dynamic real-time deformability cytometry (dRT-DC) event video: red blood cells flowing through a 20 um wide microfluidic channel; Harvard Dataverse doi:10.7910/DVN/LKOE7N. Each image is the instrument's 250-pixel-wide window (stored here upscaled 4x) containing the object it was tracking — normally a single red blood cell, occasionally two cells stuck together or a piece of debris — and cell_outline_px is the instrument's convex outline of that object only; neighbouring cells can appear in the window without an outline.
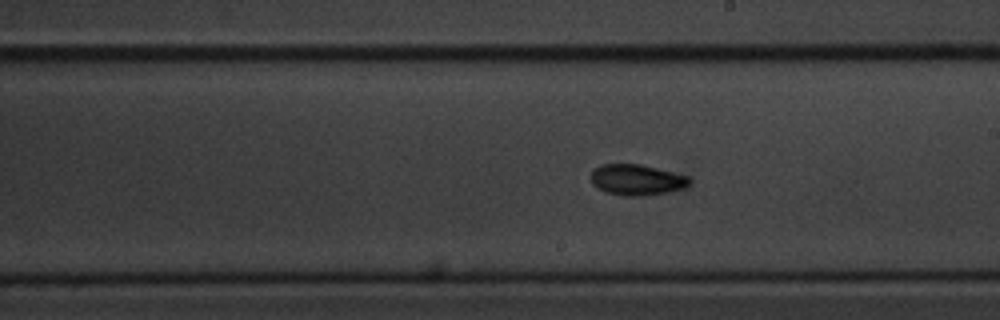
{"species": "common noctule bat (a hibernating species)", "species_latin": "Nyctalus noctula", "temperature_condition": "cold", "stored_images_in_passage": 38, "camera_frame_rate_fps": 3000, "um_per_image_px": 0.085, "animal": {"sex": "male", "body_mass_g": 20.1, "forearm_length_mm": 53.5}, "frame": {"image": 1, "passage_image": 13, "time_ms": 4.0, "image_size_px": [1000, 320], "cell_outline_px": [[692, 180], [684, 188], [668, 192], [640, 196], [624, 196], [604, 192], [596, 188], [592, 184], [592, 168], [600, 164], [640, 164], [688, 176]], "centroid_in_image_um": [54.08, 15.28], "position_along_channel_um": 234.9, "area_um2": 17.8}}
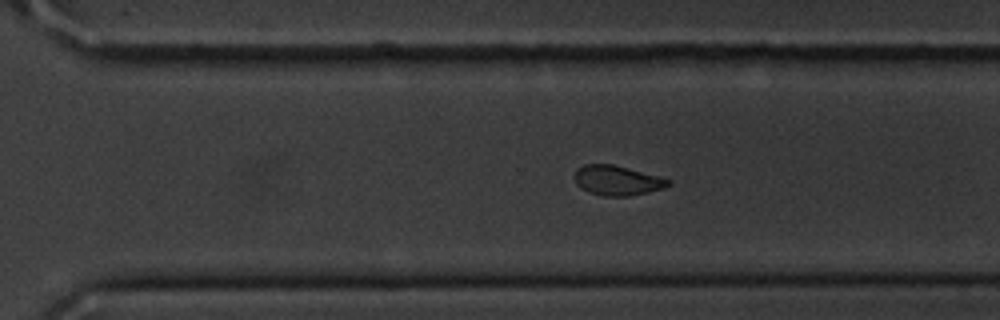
{"frame": {"image": 2, "passage_image": 20, "time_ms": 6.333, "image_size_px": [1000, 320], "cell_outline_px": [[672, 184], [664, 188], [648, 192], [628, 196], [604, 196], [588, 192], [580, 188], [576, 184], [572, 176], [576, 168], [584, 164], [612, 164], [672, 180]], "centroid_in_image_um": [52.41, 15.34], "position_along_channel_um": 318.2, "area_um2": 16.42}}
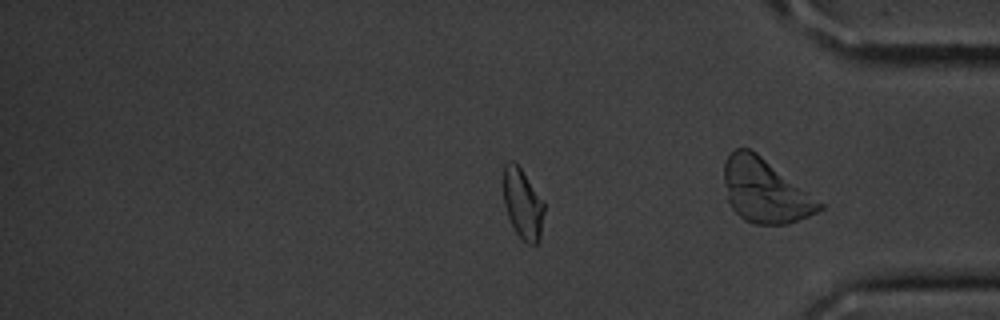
{"frame": {"image": 3, "passage_image": 28, "time_ms": 9.0, "image_size_px": [1000, 320], "cell_outline_px": [[544, 212], [540, 240], [536, 244], [528, 244], [516, 232], [508, 216], [504, 204], [504, 164], [508, 160], [512, 160], [520, 168], [544, 200]], "centroid_in_image_um": [44.45, 17.32], "position_along_channel_um": 390.8, "area_um2": 16.59}, "authors_computed_cell_mechanics": {"area_um2": 17.6868, "velocity_mm_per_s": 3.5844, "shape_relaxation_time_tau1_ms": 0.8461, "shape_relaxation_time_tau2_ms": 0.6131, "deformation_change_tau1": 0.0662, "deformation_change_tau2": 0.0633}}